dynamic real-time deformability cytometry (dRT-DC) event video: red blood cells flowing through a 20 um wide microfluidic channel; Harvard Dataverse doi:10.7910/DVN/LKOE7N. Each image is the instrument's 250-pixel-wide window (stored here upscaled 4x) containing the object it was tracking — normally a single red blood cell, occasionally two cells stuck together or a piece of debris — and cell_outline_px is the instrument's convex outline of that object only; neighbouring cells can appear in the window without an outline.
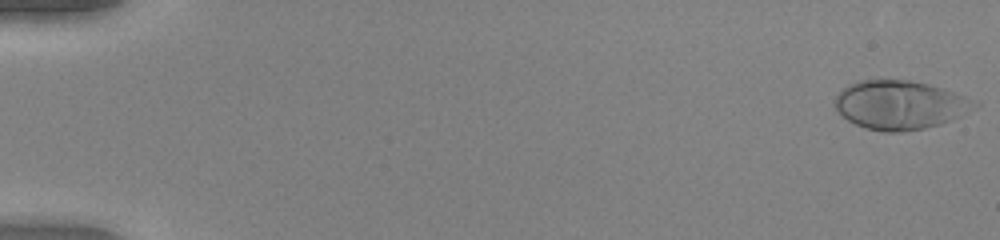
{"species": "human", "species_latin": "Homo sapiens", "temperature_condition": "warm", "stored_images_in_passage": 51, "camera_frame_rate_fps": 3000, "um_per_image_px": 0.085, "donor": {"sex": "female"}, "frame": {"image": 1, "passage_image": 1, "time_ms": 0.0, "image_size_px": [1000, 240], "cell_outline_px": [[980, 104], [968, 112], [952, 120], [940, 124], [924, 128], [896, 132], [884, 132], [868, 128], [856, 124], [848, 120], [832, 104], [836, 96], [848, 84], [860, 80], [908, 80], [928, 84], [964, 96]], "centroid_in_image_um": [76.47, 8.92], "position_along_channel_um": 8.5, "area_um2": 39.25}}
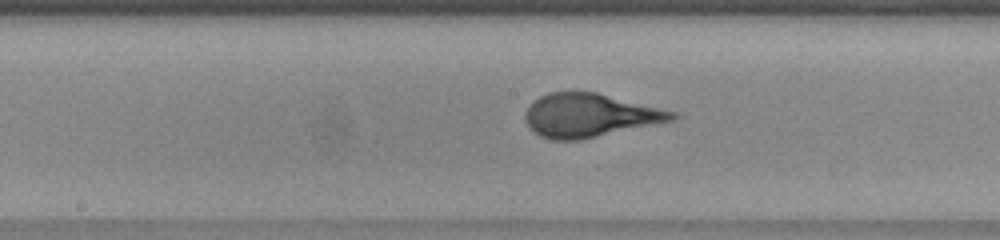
{"frame": {"image": 2, "passage_image": 28, "time_ms": 9.0, "image_size_px": [1000, 240], "cell_outline_px": [[680, 116], [676, 120], [580, 140], [552, 140], [540, 136], [524, 120], [524, 112], [532, 100], [548, 92], [596, 92], [676, 112]], "centroid_in_image_um": [50.12, 9.8], "position_along_channel_um": 198.1, "area_um2": 37.28}}
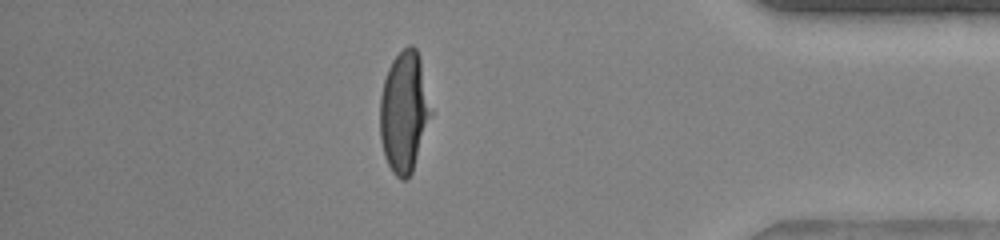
{"frame": {"image": 3, "passage_image": 45, "time_ms": 14.667, "image_size_px": [1000, 240], "cell_outline_px": [[432, 112], [412, 172], [408, 180], [400, 180], [392, 172], [384, 156], [380, 136], [380, 96], [384, 80], [388, 68], [392, 60], [408, 44], [412, 44], [416, 48], [420, 56]], "centroid_in_image_um": [34.34, 9.51], "position_along_channel_um": 400.9, "area_um2": 35.95}}